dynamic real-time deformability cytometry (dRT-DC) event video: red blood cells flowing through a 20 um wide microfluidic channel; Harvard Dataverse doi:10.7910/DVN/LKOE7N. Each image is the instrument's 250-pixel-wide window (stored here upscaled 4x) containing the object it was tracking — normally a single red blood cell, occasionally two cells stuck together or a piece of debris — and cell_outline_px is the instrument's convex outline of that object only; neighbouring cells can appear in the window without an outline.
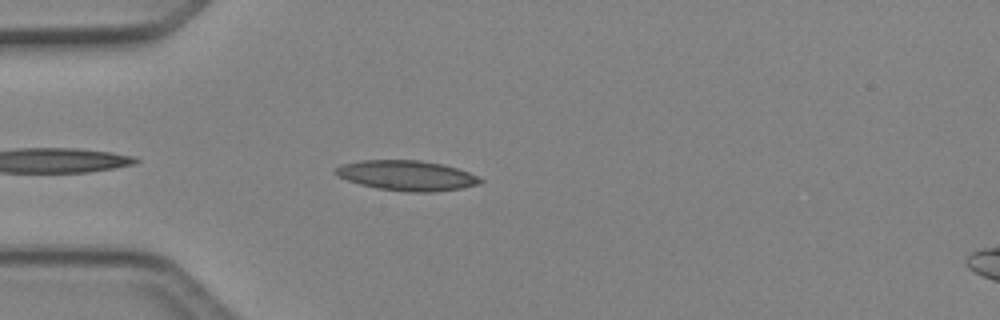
{"species": "Egyptian fruit bat (a non-hibernating species)", "species_latin": "Rousettus aegyptiacus", "temperature_condition": "cold", "stored_images_in_passage": 25, "camera_frame_rate_fps": 3000, "um_per_image_px": 0.085, "animal": {"sex": "female"}, "frame": {"image": 1, "passage_image": 3, "time_ms": 0.667, "image_size_px": [1000, 320], "cell_outline_px": [[484, 180], [476, 184], [460, 188], [432, 192], [412, 192], [376, 188], [360, 184], [348, 180], [332, 172], [332, 168], [340, 164], [360, 160], [420, 160], [444, 164], [480, 176]], "centroid_in_image_um": [34.53, 14.9], "position_along_channel_um": 50.5, "area_um2": 25.43}}
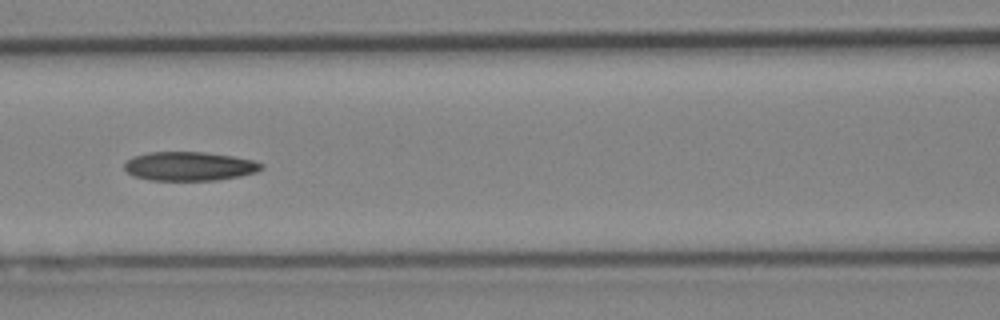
{"frame": {"image": 2, "passage_image": 11, "time_ms": 3.333, "image_size_px": [1000, 320], "cell_outline_px": [[264, 168], [256, 172], [240, 176], [216, 180], [148, 180], [132, 176], [124, 168], [124, 164], [132, 156], [148, 152], [204, 152], [232, 156], [252, 160], [264, 164]], "centroid_in_image_um": [16.08, 14.13], "position_along_channel_um": 150.5, "area_um2": 23.18}}
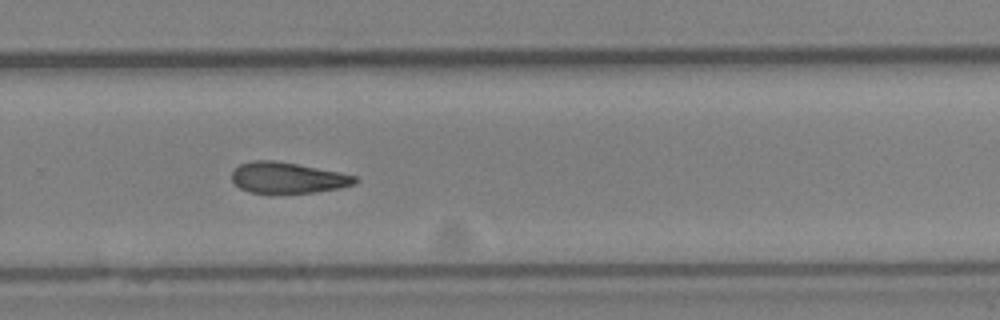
{"frame": {"image": 3, "passage_image": 22, "time_ms": 7.0, "image_size_px": [1000, 320], "cell_outline_px": [[356, 184], [340, 188], [316, 192], [248, 192], [240, 188], [232, 180], [232, 172], [240, 164], [252, 160], [276, 160], [340, 172], [356, 176]], "centroid_in_image_um": [24.45, 15.09], "position_along_channel_um": 305.3, "area_um2": 22.02}}